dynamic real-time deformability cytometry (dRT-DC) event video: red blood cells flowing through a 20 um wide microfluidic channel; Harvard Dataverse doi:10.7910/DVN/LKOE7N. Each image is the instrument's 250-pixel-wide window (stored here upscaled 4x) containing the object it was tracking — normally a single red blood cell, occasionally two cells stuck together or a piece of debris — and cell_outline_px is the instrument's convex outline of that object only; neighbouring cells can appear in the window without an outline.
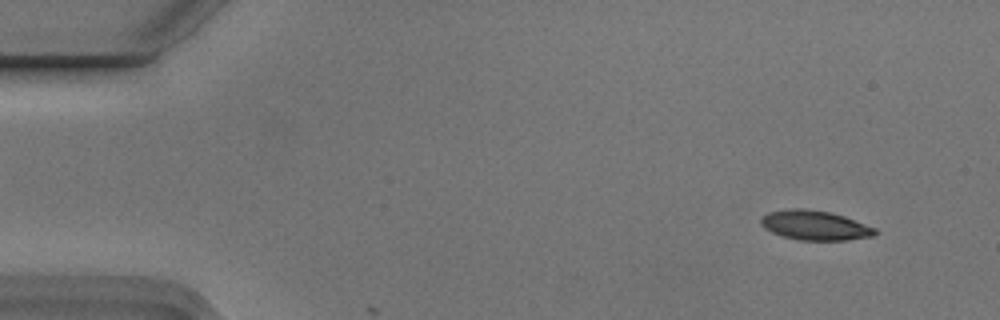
{"species": "Egyptian fruit bat (a non-hibernating species)", "species_latin": "Rousettus aegyptiacus", "temperature_condition": "cold", "stored_images_in_passage": 2, "camera_frame_rate_fps": 3000, "um_per_image_px": 0.085, "animal": {"sex": "male"}, "frame": {"image": 1, "passage_image": 1, "time_ms": 0.0, "image_size_px": [1000, 320], "cell_outline_px": [[880, 232], [872, 236], [848, 240], [796, 240], [772, 232], [764, 228], [760, 224], [760, 216], [768, 212], [792, 208], [804, 208], [832, 212], [844, 216], [876, 228]], "centroid_in_image_um": [69.26, 19.14], "position_along_channel_um": 15.7, "area_um2": 19.88}}